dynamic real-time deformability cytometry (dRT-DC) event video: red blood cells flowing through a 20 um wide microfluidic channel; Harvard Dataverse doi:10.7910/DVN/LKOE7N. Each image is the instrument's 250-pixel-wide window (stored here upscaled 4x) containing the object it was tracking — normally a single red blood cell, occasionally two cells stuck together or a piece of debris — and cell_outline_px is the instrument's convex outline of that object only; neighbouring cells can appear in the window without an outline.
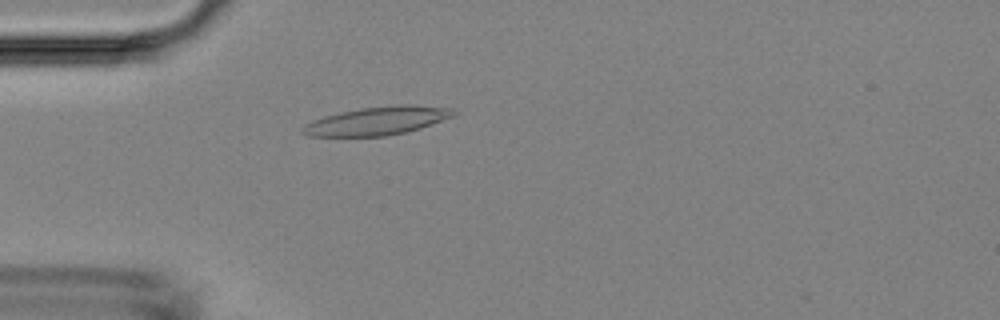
{"species": "Egyptian fruit bat (a non-hibernating species)", "species_latin": "Rousettus aegyptiacus", "temperature_condition": "room temperature", "stored_images_in_passage": 2, "camera_frame_rate_fps": 3000, "um_per_image_px": 0.085, "animal": {"sex": "female"}, "frame": {"image": 1, "passage_image": 2, "time_ms": 1.333, "image_size_px": [1000, 320], "cell_outline_px": [[456, 112], [452, 116], [432, 124], [420, 128], [404, 132], [384, 136], [308, 136], [300, 132], [300, 128], [304, 124], [312, 120], [324, 116], [340, 112], [360, 108], [400, 104], [412, 104], [452, 108]], "centroid_in_image_um": [32.02, 10.26], "position_along_channel_um": 53.0, "area_um2": 24.91}}